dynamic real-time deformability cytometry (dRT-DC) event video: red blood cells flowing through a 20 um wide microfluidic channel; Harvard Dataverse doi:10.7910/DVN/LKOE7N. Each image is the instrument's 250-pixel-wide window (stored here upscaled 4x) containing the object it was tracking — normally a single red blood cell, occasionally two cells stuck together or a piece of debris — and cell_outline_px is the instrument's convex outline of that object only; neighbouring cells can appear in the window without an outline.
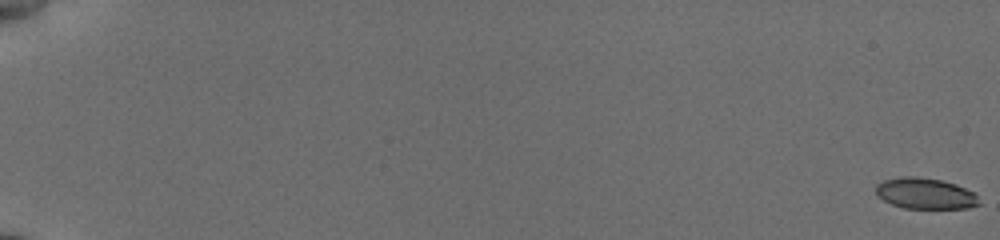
{"species": "common noctule bat (a hibernating species)", "species_latin": "Nyctalus noctula", "temperature_condition": "cold", "stored_images_in_passage": 57, "camera_frame_rate_fps": 3000, "um_per_image_px": 0.085, "animal": {"sex": "female", "body_mass_g": 19.5, "forearm_length_mm": 54.1}, "frame": {"image": 1, "passage_image": 1, "time_ms": 0.0, "image_size_px": [1000, 240], "cell_outline_px": [[980, 204], [968, 208], [904, 208], [892, 204], [884, 200], [876, 192], [876, 184], [884, 180], [900, 176], [916, 176], [940, 180], [956, 184], [972, 192], [976, 196]], "centroid_in_image_um": [78.63, 16.44], "position_along_channel_um": 6.4, "area_um2": 18.44}}
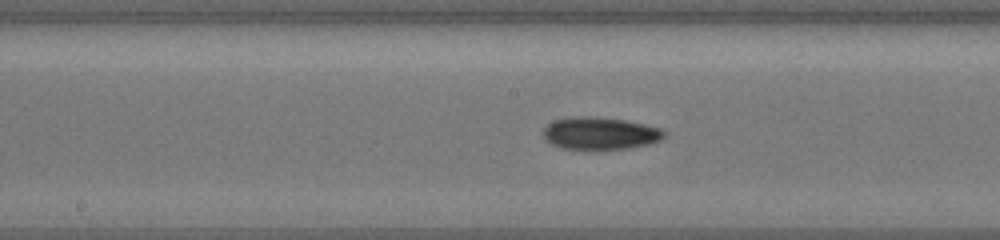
{"frame": {"image": 2, "passage_image": 33, "time_ms": 10.667, "image_size_px": [1000, 240], "cell_outline_px": [[668, 132], [660, 140], [648, 144], [628, 148], [596, 152], [584, 152], [560, 148], [552, 144], [544, 136], [544, 128], [552, 120], [572, 116], [592, 116], [624, 120], [644, 124], [660, 128]], "centroid_in_image_um": [50.98, 11.37], "position_along_channel_um": 197.2, "area_um2": 23.7}}
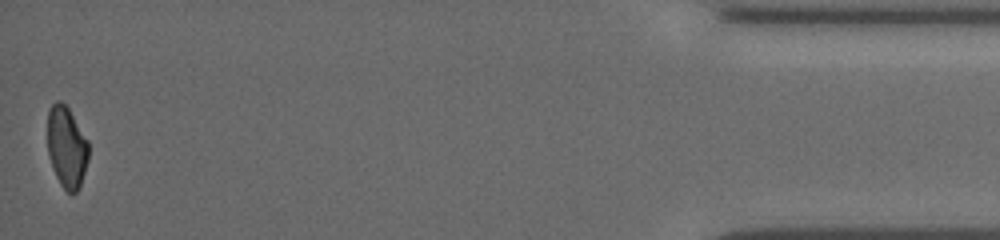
{"frame": {"image": 3, "passage_image": 57, "time_ms": 18.667, "image_size_px": [1000, 240], "cell_outline_px": [[88, 160], [80, 188], [72, 196], [60, 184], [52, 168], [48, 156], [48, 108], [56, 100], [60, 100], [68, 108], [88, 140]], "centroid_in_image_um": [5.66, 12.53], "position_along_channel_um": 429.5, "area_um2": 19.65}, "authors_computed_cell_mechanics": {"area_um2": 20.7502, "velocity_mm_per_s": 3.8331, "shape_relaxation_time_tau1_ms": 7.8699, "shape_relaxation_time_tau2_ms": 4.998, "deformation_change_tau1": 0.1689, "deformation_change_tau2": 0.1031}}